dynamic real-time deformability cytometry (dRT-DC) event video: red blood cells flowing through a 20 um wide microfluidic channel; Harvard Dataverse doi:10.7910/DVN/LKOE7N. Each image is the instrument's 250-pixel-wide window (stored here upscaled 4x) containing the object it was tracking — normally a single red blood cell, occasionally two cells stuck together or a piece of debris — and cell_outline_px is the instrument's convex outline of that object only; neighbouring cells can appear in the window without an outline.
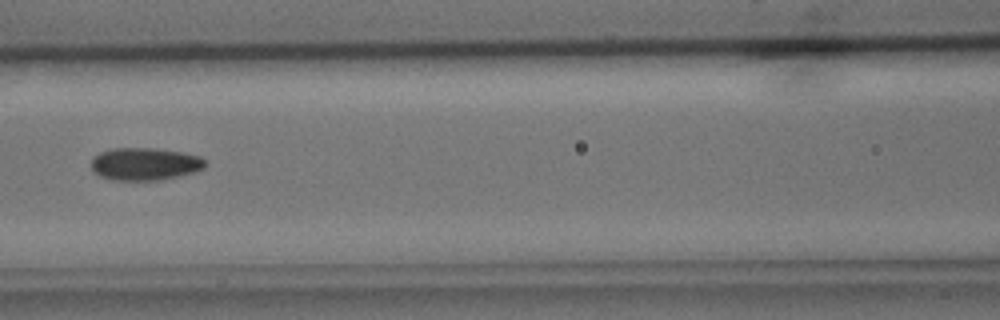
{"species": "common noctule bat (a hibernating species)", "species_latin": "Nyctalus noctula", "temperature_condition": "cold", "stored_images_in_passage": 9, "camera_frame_rate_fps": 3000, "um_per_image_px": 0.085, "animal": {"sex": "male", "body_mass_g": 15.6}, "frame": {"image": 1, "passage_image": 6, "time_ms": 6.667, "image_size_px": [1000, 320], "cell_outline_px": [[208, 164], [204, 168], [196, 172], [180, 176], [160, 180], [116, 180], [100, 176], [92, 168], [92, 156], [100, 152], [112, 148], [152, 148], [180, 152], [200, 156]], "centroid_in_image_um": [12.34, 13.94], "position_along_channel_um": 154.3, "area_um2": 21.68}}
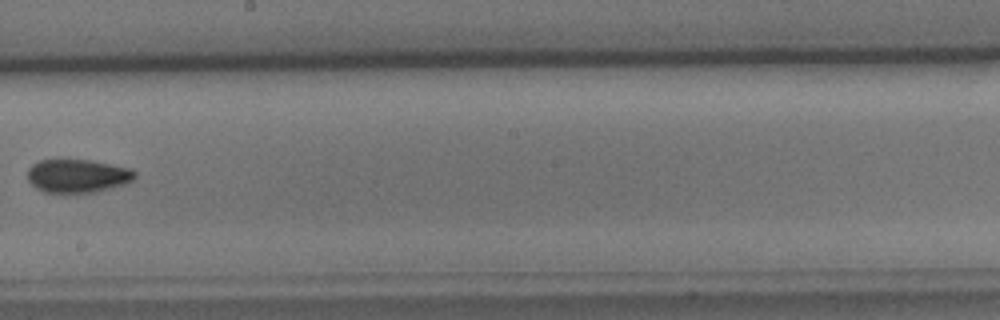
{"frame": {"image": 2, "passage_image": 8, "time_ms": 9.0, "image_size_px": [1000, 320], "cell_outline_px": [[136, 176], [132, 180], [124, 184], [112, 188], [96, 192], [44, 192], [36, 188], [28, 180], [28, 168], [32, 164], [40, 160], [88, 160], [132, 168], [136, 172]], "centroid_in_image_um": [6.6, 14.95], "position_along_channel_um": 241.6, "area_um2": 20.81}}
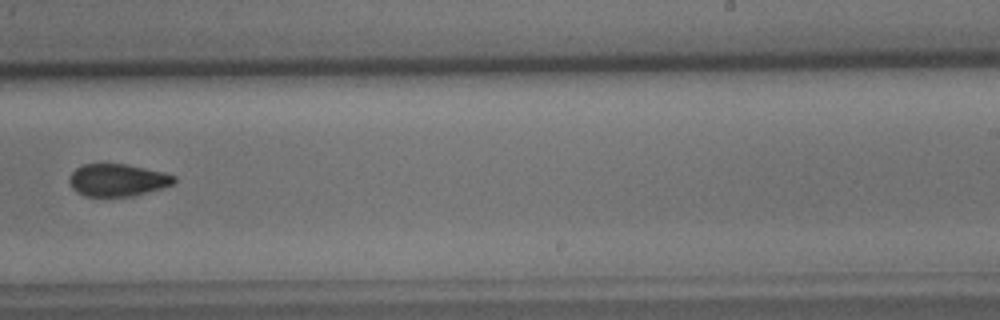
{"frame": {"image": 3, "passage_image": 9, "time_ms": 10.0, "image_size_px": [1000, 320], "cell_outline_px": [[176, 180], [172, 184], [160, 188], [132, 196], [84, 196], [76, 192], [72, 188], [68, 180], [68, 176], [76, 168], [84, 164], [124, 164], [164, 172], [176, 176]], "centroid_in_image_um": [9.95, 15.3], "position_along_channel_um": 279.1, "area_um2": 19.65}}